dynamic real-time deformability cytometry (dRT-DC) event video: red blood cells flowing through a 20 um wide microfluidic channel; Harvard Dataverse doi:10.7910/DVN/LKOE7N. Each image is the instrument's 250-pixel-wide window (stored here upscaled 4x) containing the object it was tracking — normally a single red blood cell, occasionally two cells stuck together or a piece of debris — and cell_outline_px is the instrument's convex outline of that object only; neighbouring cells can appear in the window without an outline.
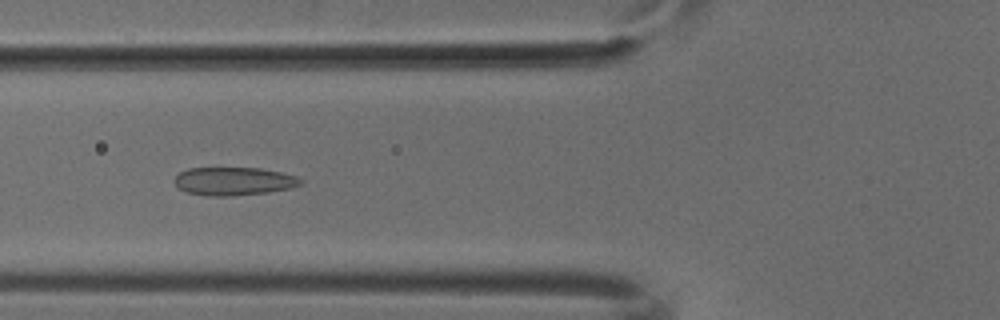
{"species": "common noctule bat (a hibernating species)", "species_latin": "Nyctalus noctula", "temperature_condition": "cold", "stored_images_in_passage": 50, "camera_frame_rate_fps": 3000, "um_per_image_px": 0.085, "animal": {"sex": "male", "body_mass_g": 18.8}, "frame": {"image": 1, "passage_image": 19, "time_ms": 6.0, "image_size_px": [1000, 320], "cell_outline_px": [[304, 180], [300, 184], [292, 188], [268, 192], [232, 196], [204, 196], [184, 192], [176, 188], [172, 180], [180, 172], [188, 168], [260, 168], [280, 172], [296, 176]], "centroid_in_image_um": [19.81, 15.41], "position_along_channel_um": 106.0, "area_um2": 21.04}}
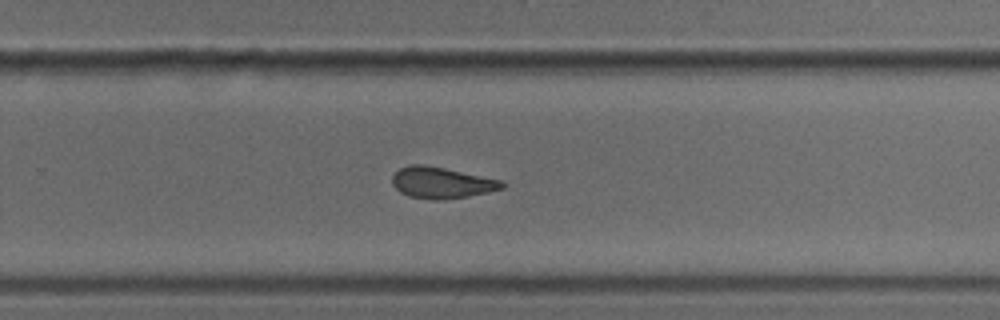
{"frame": {"image": 2, "passage_image": 33, "time_ms": 10.667, "image_size_px": [1000, 320], "cell_outline_px": [[504, 188], [468, 196], [444, 200], [432, 200], [408, 196], [400, 192], [392, 184], [392, 176], [400, 168], [408, 164], [424, 164], [444, 168], [500, 180], [504, 184]], "centroid_in_image_um": [37.47, 15.53], "position_along_channel_um": 292.3, "area_um2": 19.88}}
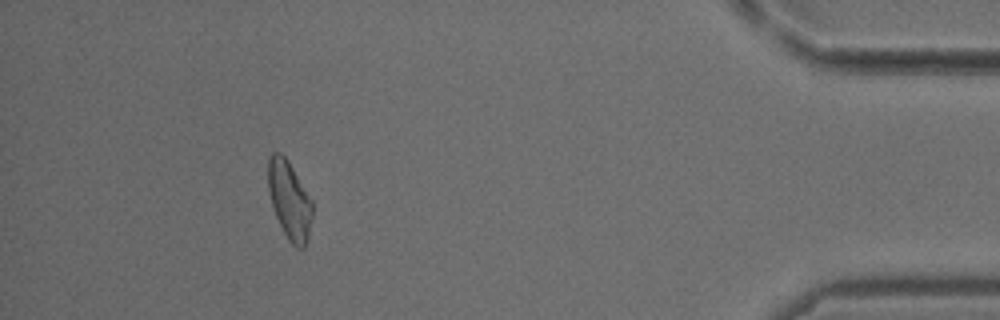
{"frame": {"image": 3, "passage_image": 46, "time_ms": 15.0, "image_size_px": [1000, 320], "cell_outline_px": [[312, 216], [308, 236], [304, 248], [296, 248], [288, 240], [272, 208], [268, 188], [268, 156], [272, 152], [280, 152], [288, 160], [312, 200]], "centroid_in_image_um": [24.59, 16.99], "position_along_channel_um": 410.6, "area_um2": 20.11}}